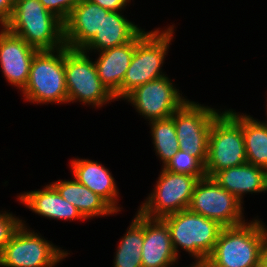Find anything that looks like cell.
I'll return each instance as SVG.
<instances>
[{"label":"cell","mask_w":267,"mask_h":267,"mask_svg":"<svg viewBox=\"0 0 267 267\" xmlns=\"http://www.w3.org/2000/svg\"><path fill=\"white\" fill-rule=\"evenodd\" d=\"M114 252L113 267H142L144 216L136 211Z\"/></svg>","instance_id":"7402d4cb"},{"label":"cell","mask_w":267,"mask_h":267,"mask_svg":"<svg viewBox=\"0 0 267 267\" xmlns=\"http://www.w3.org/2000/svg\"><path fill=\"white\" fill-rule=\"evenodd\" d=\"M103 8L89 0H80L64 23L65 46L82 49L101 28Z\"/></svg>","instance_id":"ac0fdd59"},{"label":"cell","mask_w":267,"mask_h":267,"mask_svg":"<svg viewBox=\"0 0 267 267\" xmlns=\"http://www.w3.org/2000/svg\"><path fill=\"white\" fill-rule=\"evenodd\" d=\"M22 224L0 255V267H57L69 257V250L45 239L25 219Z\"/></svg>","instance_id":"ba28073f"},{"label":"cell","mask_w":267,"mask_h":267,"mask_svg":"<svg viewBox=\"0 0 267 267\" xmlns=\"http://www.w3.org/2000/svg\"><path fill=\"white\" fill-rule=\"evenodd\" d=\"M10 210H0V255L6 244L13 238L14 234L23 225V218L15 216Z\"/></svg>","instance_id":"484cf974"},{"label":"cell","mask_w":267,"mask_h":267,"mask_svg":"<svg viewBox=\"0 0 267 267\" xmlns=\"http://www.w3.org/2000/svg\"><path fill=\"white\" fill-rule=\"evenodd\" d=\"M185 267V266H182ZM186 267H207L206 262H191V264L187 265Z\"/></svg>","instance_id":"4dcf8cb0"},{"label":"cell","mask_w":267,"mask_h":267,"mask_svg":"<svg viewBox=\"0 0 267 267\" xmlns=\"http://www.w3.org/2000/svg\"><path fill=\"white\" fill-rule=\"evenodd\" d=\"M92 55L64 46L65 83L68 103H80L94 109L117 101L101 82Z\"/></svg>","instance_id":"52a82bcc"},{"label":"cell","mask_w":267,"mask_h":267,"mask_svg":"<svg viewBox=\"0 0 267 267\" xmlns=\"http://www.w3.org/2000/svg\"><path fill=\"white\" fill-rule=\"evenodd\" d=\"M42 189L28 190L17 195V201L41 218L74 222L85 221L79 210L66 201L49 183Z\"/></svg>","instance_id":"2e32d148"},{"label":"cell","mask_w":267,"mask_h":267,"mask_svg":"<svg viewBox=\"0 0 267 267\" xmlns=\"http://www.w3.org/2000/svg\"><path fill=\"white\" fill-rule=\"evenodd\" d=\"M174 31L175 23L164 28L158 27L148 31L136 43L134 55L122 82V101L136 87L167 75L163 65L175 38Z\"/></svg>","instance_id":"3957f363"},{"label":"cell","mask_w":267,"mask_h":267,"mask_svg":"<svg viewBox=\"0 0 267 267\" xmlns=\"http://www.w3.org/2000/svg\"><path fill=\"white\" fill-rule=\"evenodd\" d=\"M43 6L61 19L63 22L67 19L70 12L80 0H39Z\"/></svg>","instance_id":"4316f807"},{"label":"cell","mask_w":267,"mask_h":267,"mask_svg":"<svg viewBox=\"0 0 267 267\" xmlns=\"http://www.w3.org/2000/svg\"><path fill=\"white\" fill-rule=\"evenodd\" d=\"M69 163L72 177L103 198L118 214L122 211L123 207L119 204L121 196L115 178L104 164L78 156L73 157Z\"/></svg>","instance_id":"9a60e30c"},{"label":"cell","mask_w":267,"mask_h":267,"mask_svg":"<svg viewBox=\"0 0 267 267\" xmlns=\"http://www.w3.org/2000/svg\"><path fill=\"white\" fill-rule=\"evenodd\" d=\"M109 11H125L131 5V0H89ZM134 0H132L133 2ZM130 4V5H129Z\"/></svg>","instance_id":"83f0119b"},{"label":"cell","mask_w":267,"mask_h":267,"mask_svg":"<svg viewBox=\"0 0 267 267\" xmlns=\"http://www.w3.org/2000/svg\"><path fill=\"white\" fill-rule=\"evenodd\" d=\"M142 267H176L180 263L173 250L171 234L162 219L144 216V241L142 245Z\"/></svg>","instance_id":"e0dca14e"},{"label":"cell","mask_w":267,"mask_h":267,"mask_svg":"<svg viewBox=\"0 0 267 267\" xmlns=\"http://www.w3.org/2000/svg\"><path fill=\"white\" fill-rule=\"evenodd\" d=\"M72 178L59 179L50 184L66 201L79 210L86 222L96 217L117 215V212L103 198L79 183L74 177Z\"/></svg>","instance_id":"44dd1931"},{"label":"cell","mask_w":267,"mask_h":267,"mask_svg":"<svg viewBox=\"0 0 267 267\" xmlns=\"http://www.w3.org/2000/svg\"><path fill=\"white\" fill-rule=\"evenodd\" d=\"M15 0H0V27L10 19Z\"/></svg>","instance_id":"f1b7e54d"},{"label":"cell","mask_w":267,"mask_h":267,"mask_svg":"<svg viewBox=\"0 0 267 267\" xmlns=\"http://www.w3.org/2000/svg\"><path fill=\"white\" fill-rule=\"evenodd\" d=\"M174 79L165 75L136 87L123 100L147 122L171 117L187 100Z\"/></svg>","instance_id":"7c38bea8"},{"label":"cell","mask_w":267,"mask_h":267,"mask_svg":"<svg viewBox=\"0 0 267 267\" xmlns=\"http://www.w3.org/2000/svg\"><path fill=\"white\" fill-rule=\"evenodd\" d=\"M187 100L171 118L175 124L179 150L197 157L204 165L208 155V139L214 119L224 110Z\"/></svg>","instance_id":"9c48e42d"},{"label":"cell","mask_w":267,"mask_h":267,"mask_svg":"<svg viewBox=\"0 0 267 267\" xmlns=\"http://www.w3.org/2000/svg\"><path fill=\"white\" fill-rule=\"evenodd\" d=\"M167 224L173 250L180 258L185 251L194 262H206L223 228L218 222L189 209L162 218ZM182 250V251H181Z\"/></svg>","instance_id":"277c9868"},{"label":"cell","mask_w":267,"mask_h":267,"mask_svg":"<svg viewBox=\"0 0 267 267\" xmlns=\"http://www.w3.org/2000/svg\"><path fill=\"white\" fill-rule=\"evenodd\" d=\"M242 132L247 163L267 171V125L253 115L242 113Z\"/></svg>","instance_id":"603a6c76"},{"label":"cell","mask_w":267,"mask_h":267,"mask_svg":"<svg viewBox=\"0 0 267 267\" xmlns=\"http://www.w3.org/2000/svg\"><path fill=\"white\" fill-rule=\"evenodd\" d=\"M38 51L4 26L0 27V69L8 85L20 92L25 88L32 59Z\"/></svg>","instance_id":"4fadbf2b"},{"label":"cell","mask_w":267,"mask_h":267,"mask_svg":"<svg viewBox=\"0 0 267 267\" xmlns=\"http://www.w3.org/2000/svg\"><path fill=\"white\" fill-rule=\"evenodd\" d=\"M123 14L124 11H109L103 8L100 30L81 50L93 55L92 53L130 42L142 30V27Z\"/></svg>","instance_id":"d6986e66"},{"label":"cell","mask_w":267,"mask_h":267,"mask_svg":"<svg viewBox=\"0 0 267 267\" xmlns=\"http://www.w3.org/2000/svg\"><path fill=\"white\" fill-rule=\"evenodd\" d=\"M147 123L151 129L149 133L154 147L153 151L163 167L179 150L174 121L169 117Z\"/></svg>","instance_id":"cb8c5ba5"},{"label":"cell","mask_w":267,"mask_h":267,"mask_svg":"<svg viewBox=\"0 0 267 267\" xmlns=\"http://www.w3.org/2000/svg\"><path fill=\"white\" fill-rule=\"evenodd\" d=\"M4 27L39 51L65 46L63 21L39 0H15L12 15Z\"/></svg>","instance_id":"7a4b0ae2"},{"label":"cell","mask_w":267,"mask_h":267,"mask_svg":"<svg viewBox=\"0 0 267 267\" xmlns=\"http://www.w3.org/2000/svg\"><path fill=\"white\" fill-rule=\"evenodd\" d=\"M266 102H267V99H266ZM265 109H267V103H266V107H265ZM266 115V117H267V110H266V113H265ZM262 123H264L265 125H267V119L266 120H260Z\"/></svg>","instance_id":"1f68e13d"},{"label":"cell","mask_w":267,"mask_h":267,"mask_svg":"<svg viewBox=\"0 0 267 267\" xmlns=\"http://www.w3.org/2000/svg\"><path fill=\"white\" fill-rule=\"evenodd\" d=\"M260 267H267V243L264 245L261 252Z\"/></svg>","instance_id":"f546056e"},{"label":"cell","mask_w":267,"mask_h":267,"mask_svg":"<svg viewBox=\"0 0 267 267\" xmlns=\"http://www.w3.org/2000/svg\"><path fill=\"white\" fill-rule=\"evenodd\" d=\"M213 178L243 204L246 194L267 193V171L253 164L220 170Z\"/></svg>","instance_id":"ffe728a7"},{"label":"cell","mask_w":267,"mask_h":267,"mask_svg":"<svg viewBox=\"0 0 267 267\" xmlns=\"http://www.w3.org/2000/svg\"><path fill=\"white\" fill-rule=\"evenodd\" d=\"M246 163L242 113L224 108L214 119L209 133L206 176L213 177L220 170Z\"/></svg>","instance_id":"5b68a950"},{"label":"cell","mask_w":267,"mask_h":267,"mask_svg":"<svg viewBox=\"0 0 267 267\" xmlns=\"http://www.w3.org/2000/svg\"><path fill=\"white\" fill-rule=\"evenodd\" d=\"M154 188L138 206L137 211L152 219H162L188 209L198 179L191 175L172 173L161 167Z\"/></svg>","instance_id":"30bf717a"},{"label":"cell","mask_w":267,"mask_h":267,"mask_svg":"<svg viewBox=\"0 0 267 267\" xmlns=\"http://www.w3.org/2000/svg\"><path fill=\"white\" fill-rule=\"evenodd\" d=\"M243 203L222 188L213 177L199 179L188 209L218 222L223 227L245 223Z\"/></svg>","instance_id":"8fae6325"},{"label":"cell","mask_w":267,"mask_h":267,"mask_svg":"<svg viewBox=\"0 0 267 267\" xmlns=\"http://www.w3.org/2000/svg\"><path fill=\"white\" fill-rule=\"evenodd\" d=\"M163 168L172 173L194 176L198 180L206 177L205 165L197 157L181 150Z\"/></svg>","instance_id":"d4e9b609"},{"label":"cell","mask_w":267,"mask_h":267,"mask_svg":"<svg viewBox=\"0 0 267 267\" xmlns=\"http://www.w3.org/2000/svg\"><path fill=\"white\" fill-rule=\"evenodd\" d=\"M257 215L251 221L223 227L207 267H260V257L267 243V226Z\"/></svg>","instance_id":"6da1fadb"},{"label":"cell","mask_w":267,"mask_h":267,"mask_svg":"<svg viewBox=\"0 0 267 267\" xmlns=\"http://www.w3.org/2000/svg\"><path fill=\"white\" fill-rule=\"evenodd\" d=\"M143 28L130 42L104 51L93 53L98 56L94 60L97 74L101 82L115 96L117 101L122 100V82L128 70L136 43L147 33Z\"/></svg>","instance_id":"5bb4252c"},{"label":"cell","mask_w":267,"mask_h":267,"mask_svg":"<svg viewBox=\"0 0 267 267\" xmlns=\"http://www.w3.org/2000/svg\"><path fill=\"white\" fill-rule=\"evenodd\" d=\"M21 93L24 102L32 104H68L64 47L57 50H41L35 54L27 84Z\"/></svg>","instance_id":"8992f818"}]
</instances>
